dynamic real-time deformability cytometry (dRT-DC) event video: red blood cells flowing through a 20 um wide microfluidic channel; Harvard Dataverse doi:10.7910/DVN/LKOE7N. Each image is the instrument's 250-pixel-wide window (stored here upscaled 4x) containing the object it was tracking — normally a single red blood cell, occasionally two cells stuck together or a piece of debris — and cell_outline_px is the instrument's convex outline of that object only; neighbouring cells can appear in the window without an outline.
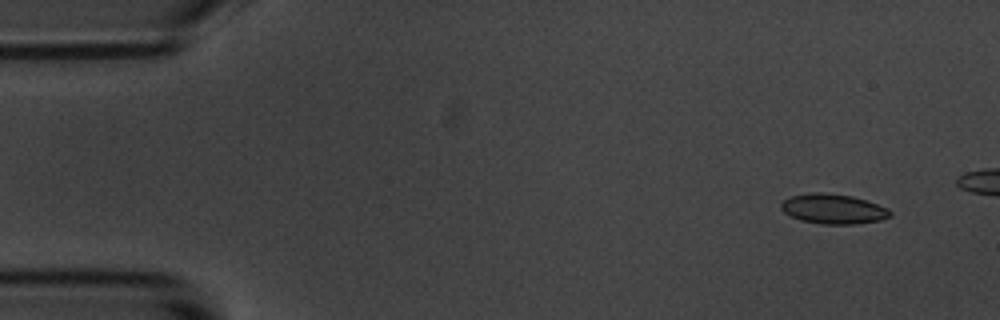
{"species": "common noctule bat (a hibernating species)", "species_latin": "Nyctalus noctula", "temperature_condition": "room temperature", "stored_images_in_passage": 5, "camera_frame_rate_fps": 3000, "um_per_image_px": 0.085, "animal": {"sex": "male", "body_mass_g": 20.1, "forearm_length_mm": 53.5}, "frame": {"image": 1, "passage_image": 2, "time_ms": 1.0, "image_size_px": [1000, 320], "cell_outline_px": [[892, 216], [880, 220], [856, 224], [820, 224], [800, 220], [784, 212], [780, 208], [780, 204], [784, 200], [792, 196], [808, 192], [824, 192], [852, 196], [888, 208], [892, 212]], "centroid_in_image_um": [70.82, 17.76], "position_along_channel_um": 14.2, "area_um2": 19.02}}